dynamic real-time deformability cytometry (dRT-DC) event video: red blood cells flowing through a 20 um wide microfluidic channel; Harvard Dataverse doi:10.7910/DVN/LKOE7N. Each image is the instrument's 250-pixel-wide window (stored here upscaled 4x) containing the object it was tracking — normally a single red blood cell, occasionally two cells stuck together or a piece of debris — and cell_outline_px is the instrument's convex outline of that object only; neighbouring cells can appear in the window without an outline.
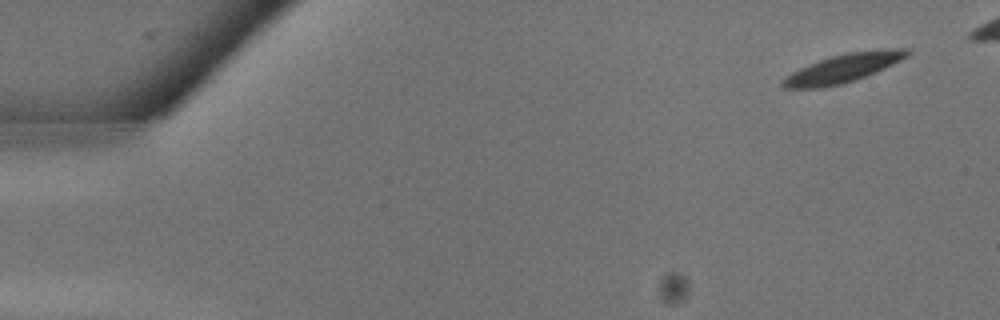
{"species": "common noctule bat (a hibernating species)", "species_latin": "Nyctalus noctula", "temperature_condition": "warm", "stored_images_in_passage": 11, "camera_frame_rate_fps": 3000, "um_per_image_px": 0.085, "animal": {"sex": "male", "body_mass_g": 13.3}, "frame": {"image": 1, "passage_image": 2, "time_ms": 0.333, "image_size_px": [1000, 320], "cell_outline_px": [[912, 52], [908, 56], [876, 72], [856, 80], [840, 84], [820, 88], [784, 88], [780, 84], [780, 80], [792, 72], [808, 64], [832, 56], [848, 52], [880, 48], [908, 48]], "centroid_in_image_um": [71.69, 5.78], "position_along_channel_um": 13.3, "area_um2": 20.81}}
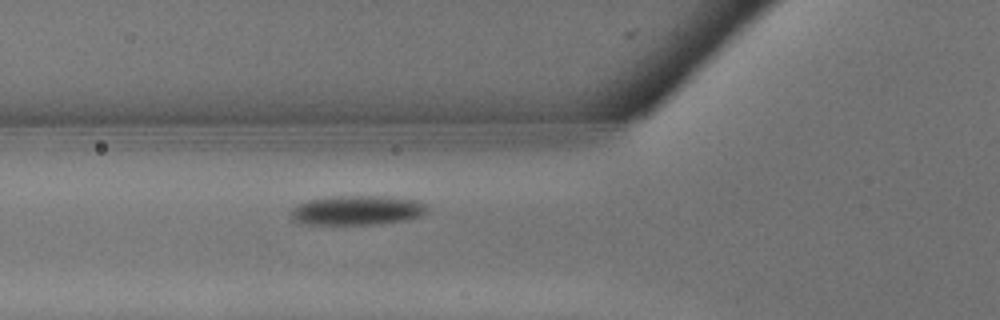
{"frame": {"image": 2, "passage_image": 11, "time_ms": 3.333, "image_size_px": [1000, 320], "cell_outline_px": [[428, 208], [420, 216], [408, 220], [376, 224], [300, 224], [292, 220], [288, 212], [296, 204], [308, 200], [332, 196], [388, 196], [416, 200], [424, 204]], "centroid_in_image_um": [30.28, 17.87], "position_along_channel_um": 95.5, "area_um2": 23.7}}